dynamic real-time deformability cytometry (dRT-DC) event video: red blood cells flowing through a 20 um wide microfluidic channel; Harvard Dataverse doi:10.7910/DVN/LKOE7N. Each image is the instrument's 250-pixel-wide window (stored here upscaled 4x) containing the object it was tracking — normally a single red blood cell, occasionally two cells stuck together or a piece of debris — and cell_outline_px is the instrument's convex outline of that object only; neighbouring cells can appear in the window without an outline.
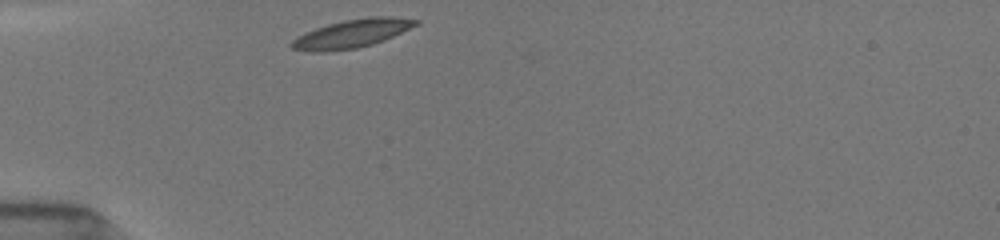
{"species": "common noctule bat (a hibernating species)", "species_latin": "Nyctalus noctula", "temperature_condition": "room temperature", "stored_images_in_passage": 45, "camera_frame_rate_fps": 3000, "um_per_image_px": 0.085, "animal": {"sex": "female", "body_mass_g": 19.5, "forearm_length_mm": 54.1}, "frame": {"image": 1, "passage_image": 1, "time_ms": 0.0, "image_size_px": [1000, 240], "cell_outline_px": [[420, 24], [384, 40], [372, 44], [356, 48], [324, 52], [312, 52], [292, 48], [288, 44], [296, 36], [304, 32], [328, 24], [344, 20], [368, 16], [392, 16], [420, 20]], "centroid_in_image_um": [29.91, 2.85], "position_along_channel_um": 55.1, "area_um2": 20.69}}
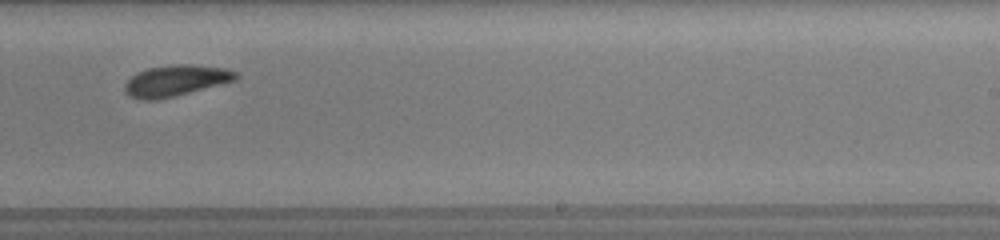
{"frame": {"image": 2, "passage_image": 25, "time_ms": 6.0, "image_size_px": [1000, 240], "cell_outline_px": [[240, 76], [236, 80], [156, 100], [144, 100], [128, 96], [124, 92], [124, 84], [136, 72], [148, 68], [176, 64], [192, 64], [224, 68], [236, 72]], "centroid_in_image_um": [14.9, 6.84], "position_along_channel_um": 274.1, "area_um2": 19.94}}
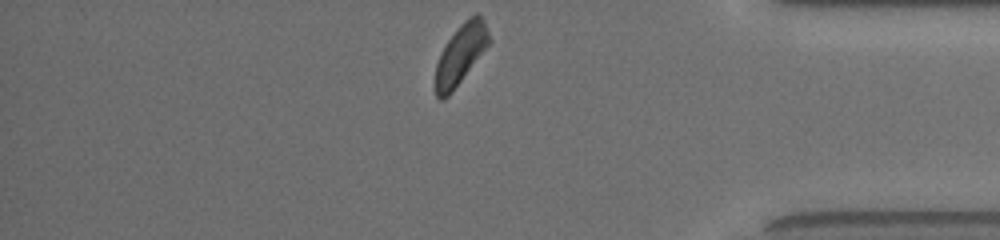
{"frame": {"image": 3, "passage_image": 44, "time_ms": 9.667, "image_size_px": [1000, 240], "cell_outline_px": [[492, 40], [452, 92], [444, 100], [440, 100], [436, 96], [436, 64], [448, 40], [456, 28], [464, 20], [476, 12], [484, 20]], "centroid_in_image_um": [39.17, 4.59], "position_along_channel_um": 396.0, "area_um2": 18.44}, "authors_computed_cell_mechanics": {"area_um2": 19.8254, "velocity_mm_per_s": 3.9044, "shape_relaxation_time_tau1_ms": 3.0797, "shape_relaxation_time_tau2_ms": 4.5711, "deformation_change_tau1": 0.1101, "deformation_change_tau2": 0.1049}}